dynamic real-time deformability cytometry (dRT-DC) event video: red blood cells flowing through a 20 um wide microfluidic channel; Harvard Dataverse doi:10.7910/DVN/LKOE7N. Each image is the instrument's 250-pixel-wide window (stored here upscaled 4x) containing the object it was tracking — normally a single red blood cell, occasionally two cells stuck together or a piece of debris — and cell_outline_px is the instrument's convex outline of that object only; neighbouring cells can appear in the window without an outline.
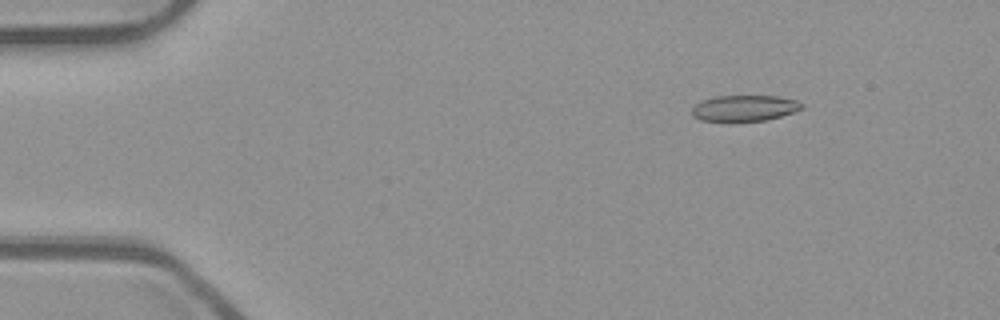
{"species": "common noctule bat (a hibernating species)", "species_latin": "Nyctalus noctula", "temperature_condition": "room temperature", "stored_images_in_passage": 51, "camera_frame_rate_fps": 3000, "um_per_image_px": 0.085, "animal": {"sex": "male", "body_mass_g": 23.1, "forearm_length_mm": 52.7}, "frame": {"image": 1, "passage_image": 6, "time_ms": 1.667, "image_size_px": [1000, 320], "cell_outline_px": [[804, 108], [780, 116], [764, 120], [700, 120], [692, 116], [692, 108], [700, 100], [712, 96], [780, 96], [796, 100], [804, 104]], "centroid_in_image_um": [63.27, 9.16], "position_along_channel_um": 21.7, "area_um2": 16.47}}
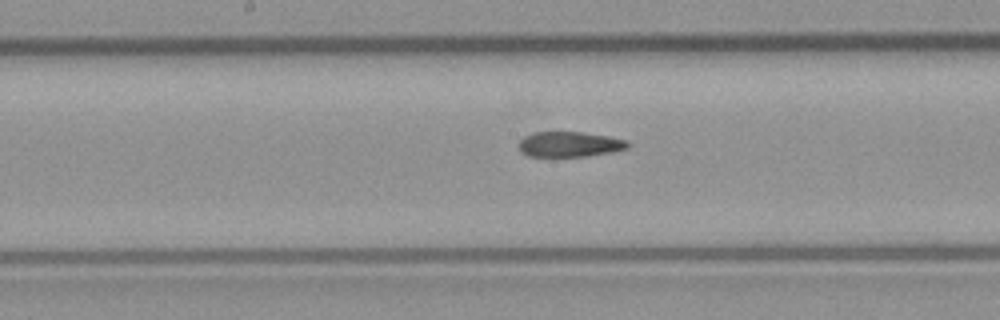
{"frame": {"image": 2, "passage_image": 26, "time_ms": 8.333, "image_size_px": [1000, 320], "cell_outline_px": [[628, 148], [612, 152], [588, 156], [528, 156], [520, 152], [520, 140], [524, 136], [536, 132], [580, 132], [608, 136], [628, 140]], "centroid_in_image_um": [48.42, 12.26], "position_along_channel_um": 199.8, "area_um2": 15.95}}
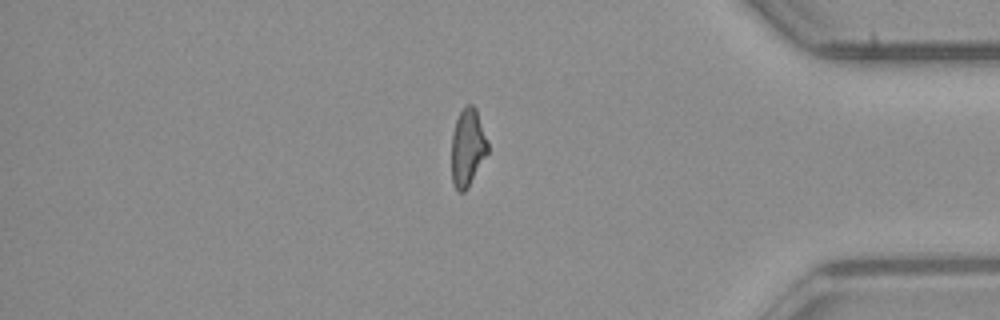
{"frame": {"image": 3, "passage_image": 43, "time_ms": 14.0, "image_size_px": [1000, 320], "cell_outline_px": [[488, 152], [468, 188], [464, 192], [460, 192], [456, 188], [452, 180], [452, 136], [456, 120], [460, 112], [468, 104], [472, 104], [476, 108], [488, 140]], "centroid_in_image_um": [39.76, 12.53], "position_along_channel_um": 395.4, "area_um2": 16.3}, "authors_computed_cell_mechanics": {"area_um2": 17.051, "velocity_mm_per_s": 3.9777, "shape_relaxation_time_tau1_ms": null, "shape_relaxation_time_tau2_ms": 4.7334, "deformation_change_tau1": null, "deformation_change_tau2": 0.1398}}